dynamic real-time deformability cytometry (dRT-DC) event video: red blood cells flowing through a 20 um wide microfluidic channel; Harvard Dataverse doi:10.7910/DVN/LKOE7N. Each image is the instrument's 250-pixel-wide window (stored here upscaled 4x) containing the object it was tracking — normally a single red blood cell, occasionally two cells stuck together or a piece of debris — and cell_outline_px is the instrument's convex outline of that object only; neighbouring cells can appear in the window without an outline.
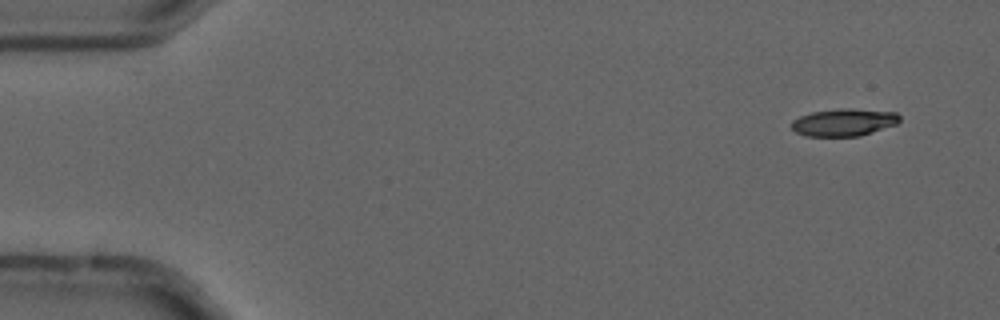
{"species": "common noctule bat (a hibernating species)", "species_latin": "Nyctalus noctula", "temperature_condition": "cold", "stored_images_in_passage": 3, "camera_frame_rate_fps": 3000, "um_per_image_px": 0.085, "animal": {"sex": "male", "forearm_length_mm": 52.5}, "frame": {"image": 1, "passage_image": 1, "time_ms": 0.0, "image_size_px": [1000, 320], "cell_outline_px": [[900, 120], [896, 124], [860, 136], [808, 136], [796, 132], [792, 128], [792, 120], [800, 116], [812, 112], [840, 108], [852, 108], [896, 112], [900, 116]], "centroid_in_image_um": [71.74, 10.39], "position_along_channel_um": 13.3, "area_um2": 17.22}}
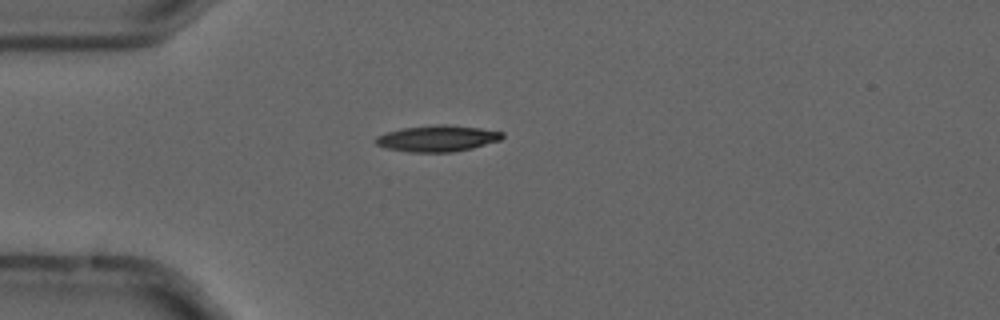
{"frame": {"image": 2, "passage_image": 3, "time_ms": 0.667, "image_size_px": [1000, 320], "cell_outline_px": [[504, 136], [500, 140], [472, 148], [452, 152], [408, 152], [384, 148], [376, 144], [376, 136], [400, 128], [436, 124], [448, 124], [480, 128], [504, 132]], "centroid_in_image_um": [37.17, 11.76], "position_along_channel_um": 47.8, "area_um2": 19.48}}